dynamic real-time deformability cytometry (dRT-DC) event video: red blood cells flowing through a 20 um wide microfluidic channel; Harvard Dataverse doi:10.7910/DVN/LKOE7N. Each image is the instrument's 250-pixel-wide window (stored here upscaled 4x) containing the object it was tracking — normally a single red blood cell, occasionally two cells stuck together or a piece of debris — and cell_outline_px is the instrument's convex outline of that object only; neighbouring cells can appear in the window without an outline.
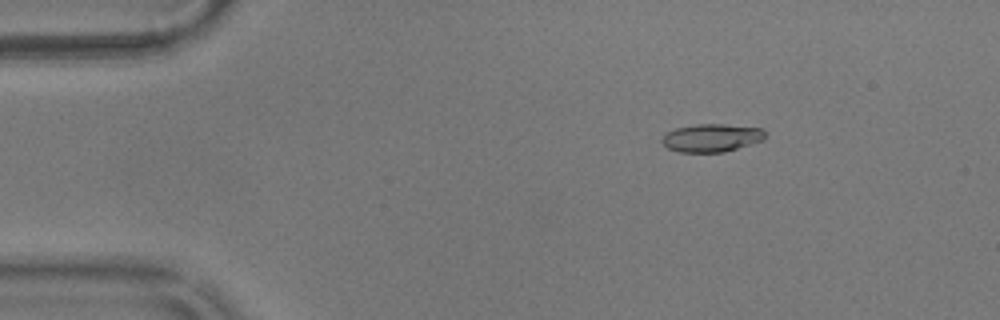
{"species": "common noctule bat (a hibernating species)", "species_latin": "Nyctalus noctula", "temperature_condition": "warm", "stored_images_in_passage": 50, "camera_frame_rate_fps": 3000, "um_per_image_px": 0.085, "animal": {"sex": "male", "body_mass_g": 17.9}, "frame": {"image": 1, "passage_image": 2, "time_ms": 0.333, "image_size_px": [1000, 320], "cell_outline_px": [[764, 140], [724, 152], [680, 152], [668, 148], [660, 140], [668, 132], [676, 128], [696, 124], [724, 124], [760, 128], [764, 132]], "centroid_in_image_um": [60.47, 11.72], "position_along_channel_um": 24.5, "area_um2": 16.65}}
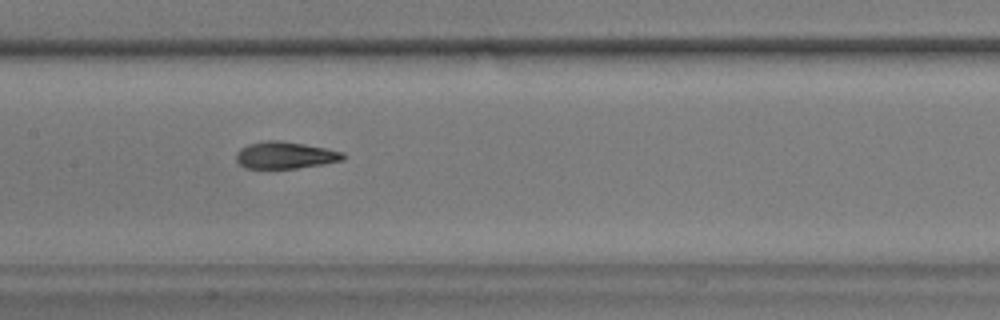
{"frame": {"image": 2, "passage_image": 21, "time_ms": 6.667, "image_size_px": [1000, 320], "cell_outline_px": [[344, 160], [324, 164], [296, 168], [244, 168], [236, 160], [236, 152], [240, 148], [248, 144], [268, 140], [280, 140], [304, 144], [344, 152]], "centroid_in_image_um": [24.22, 13.19], "position_along_channel_um": 183.2, "area_um2": 16.76}}
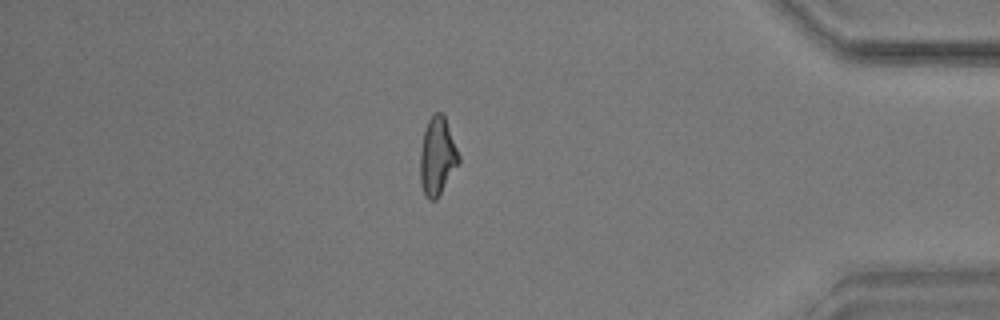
{"frame": {"image": 3, "passage_image": 42, "time_ms": 13.667, "image_size_px": [1000, 320], "cell_outline_px": [[460, 160], [436, 200], [428, 200], [424, 196], [420, 180], [420, 148], [424, 132], [428, 120], [432, 112], [440, 112], [444, 116], [460, 156]], "centroid_in_image_um": [37.14, 13.29], "position_along_channel_um": 398.1, "area_um2": 17.4}, "authors_computed_cell_mechanics": {"area_um2": 17.3689, "velocity_mm_per_s": 3.5666, "shape_relaxation_time_tau1_ms": 4.7087, "shape_relaxation_time_tau2_ms": 1.7409, "deformation_change_tau1": 0.1948, "deformation_change_tau2": 0.0869}}